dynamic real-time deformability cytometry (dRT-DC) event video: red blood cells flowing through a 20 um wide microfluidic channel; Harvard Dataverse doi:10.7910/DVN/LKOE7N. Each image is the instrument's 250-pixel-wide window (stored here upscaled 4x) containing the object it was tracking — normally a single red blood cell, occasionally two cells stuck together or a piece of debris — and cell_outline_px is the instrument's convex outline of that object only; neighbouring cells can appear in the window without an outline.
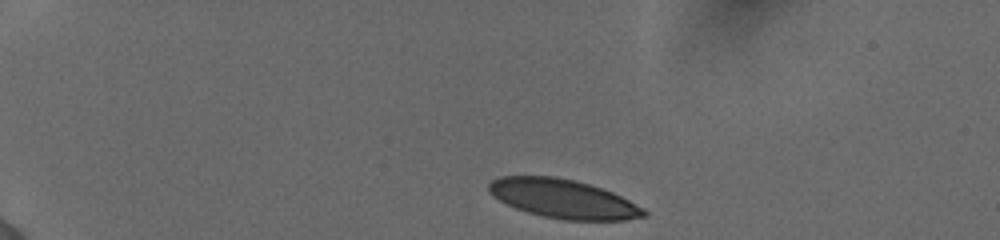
{"species": "human", "species_latin": "Homo sapiens", "temperature_condition": "cold", "stored_images_in_passage": 15, "camera_frame_rate_fps": 3000, "um_per_image_px": 0.085, "donor": {"sex": "female"}, "frame": {"image": 1, "passage_image": 1, "time_ms": 0.0, "image_size_px": [1000, 240], "cell_outline_px": [[648, 216], [628, 220], [564, 220], [544, 216], [528, 212], [516, 208], [492, 196], [488, 192], [488, 184], [492, 180], [500, 176], [556, 176], [576, 180], [612, 192], [644, 208], [648, 212]], "centroid_in_image_um": [47.88, 16.89], "position_along_channel_um": 37.1, "area_um2": 35.14}}
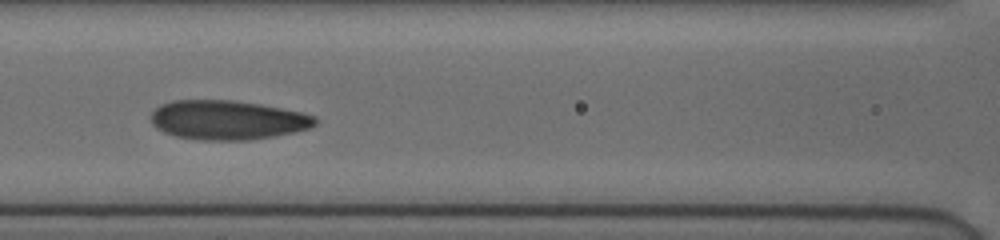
{"frame": {"image": 2, "passage_image": 9, "time_ms": 2.667, "image_size_px": [1000, 240], "cell_outline_px": [[316, 124], [312, 128], [296, 132], [276, 136], [248, 140], [200, 140], [176, 136], [164, 132], [156, 128], [152, 124], [152, 112], [160, 104], [172, 100], [236, 100], [260, 104], [300, 112], [316, 116]], "centroid_in_image_um": [19.35, 10.2], "position_along_channel_um": 147.2, "area_um2": 37.8}}
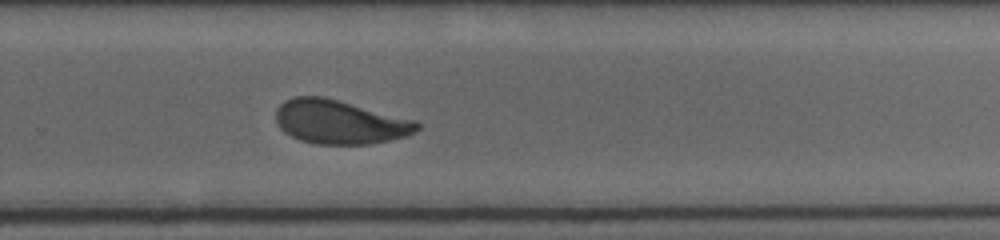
{"frame": {"image": 3, "passage_image": 15, "time_ms": 4.667, "image_size_px": [1000, 240], "cell_outline_px": [[420, 128], [416, 132], [408, 136], [372, 144], [316, 144], [300, 140], [284, 132], [280, 128], [276, 120], [276, 108], [284, 100], [296, 96], [324, 96], [416, 120], [420, 124]], "centroid_in_image_um": [28.89, 10.36], "position_along_channel_um": 300.9, "area_um2": 36.41}}